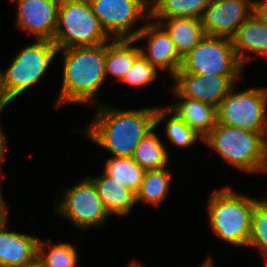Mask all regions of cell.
<instances>
[{"label": "cell", "instance_id": "obj_38", "mask_svg": "<svg viewBox=\"0 0 267 267\" xmlns=\"http://www.w3.org/2000/svg\"><path fill=\"white\" fill-rule=\"evenodd\" d=\"M2 187H3V184H2L1 181H0V192L3 191V190H2Z\"/></svg>", "mask_w": 267, "mask_h": 267}, {"label": "cell", "instance_id": "obj_28", "mask_svg": "<svg viewBox=\"0 0 267 267\" xmlns=\"http://www.w3.org/2000/svg\"><path fill=\"white\" fill-rule=\"evenodd\" d=\"M160 73V71L140 54L119 84H125L128 88L144 89L155 83L157 79H161L159 77Z\"/></svg>", "mask_w": 267, "mask_h": 267}, {"label": "cell", "instance_id": "obj_20", "mask_svg": "<svg viewBox=\"0 0 267 267\" xmlns=\"http://www.w3.org/2000/svg\"><path fill=\"white\" fill-rule=\"evenodd\" d=\"M140 48L135 39H111L105 43V76L120 82L129 71Z\"/></svg>", "mask_w": 267, "mask_h": 267}, {"label": "cell", "instance_id": "obj_17", "mask_svg": "<svg viewBox=\"0 0 267 267\" xmlns=\"http://www.w3.org/2000/svg\"><path fill=\"white\" fill-rule=\"evenodd\" d=\"M97 177L86 175L95 185L97 193L107 213L119 218L130 216L134 206L136 207V193L125 184L108 176L104 171Z\"/></svg>", "mask_w": 267, "mask_h": 267}, {"label": "cell", "instance_id": "obj_35", "mask_svg": "<svg viewBox=\"0 0 267 267\" xmlns=\"http://www.w3.org/2000/svg\"><path fill=\"white\" fill-rule=\"evenodd\" d=\"M126 267H147V266L141 263L140 261L138 260L136 261V259H134L131 262H129V264Z\"/></svg>", "mask_w": 267, "mask_h": 267}, {"label": "cell", "instance_id": "obj_31", "mask_svg": "<svg viewBox=\"0 0 267 267\" xmlns=\"http://www.w3.org/2000/svg\"><path fill=\"white\" fill-rule=\"evenodd\" d=\"M12 103L6 98L2 90V83H1V74H0V115L3 113L4 109L10 106Z\"/></svg>", "mask_w": 267, "mask_h": 267}, {"label": "cell", "instance_id": "obj_19", "mask_svg": "<svg viewBox=\"0 0 267 267\" xmlns=\"http://www.w3.org/2000/svg\"><path fill=\"white\" fill-rule=\"evenodd\" d=\"M162 125L164 126L162 134L165 136V144L173 145L177 149H187L188 151L195 144H203L204 138L186 125L167 105H156L155 127L158 128Z\"/></svg>", "mask_w": 267, "mask_h": 267}, {"label": "cell", "instance_id": "obj_27", "mask_svg": "<svg viewBox=\"0 0 267 267\" xmlns=\"http://www.w3.org/2000/svg\"><path fill=\"white\" fill-rule=\"evenodd\" d=\"M249 247L257 249L262 261L267 260V197H261L254 207Z\"/></svg>", "mask_w": 267, "mask_h": 267}, {"label": "cell", "instance_id": "obj_10", "mask_svg": "<svg viewBox=\"0 0 267 267\" xmlns=\"http://www.w3.org/2000/svg\"><path fill=\"white\" fill-rule=\"evenodd\" d=\"M89 2L93 13L111 39H134L150 19V0Z\"/></svg>", "mask_w": 267, "mask_h": 267}, {"label": "cell", "instance_id": "obj_3", "mask_svg": "<svg viewBox=\"0 0 267 267\" xmlns=\"http://www.w3.org/2000/svg\"><path fill=\"white\" fill-rule=\"evenodd\" d=\"M207 199L208 226L216 239L235 248H248L252 216L261 199L236 191L229 185L213 189Z\"/></svg>", "mask_w": 267, "mask_h": 267}, {"label": "cell", "instance_id": "obj_9", "mask_svg": "<svg viewBox=\"0 0 267 267\" xmlns=\"http://www.w3.org/2000/svg\"><path fill=\"white\" fill-rule=\"evenodd\" d=\"M245 70L232 47L231 38L205 35L183 57L181 68L177 72L202 76H243Z\"/></svg>", "mask_w": 267, "mask_h": 267}, {"label": "cell", "instance_id": "obj_15", "mask_svg": "<svg viewBox=\"0 0 267 267\" xmlns=\"http://www.w3.org/2000/svg\"><path fill=\"white\" fill-rule=\"evenodd\" d=\"M232 47L244 68L256 58L267 62V21L256 10L231 37ZM258 56V57H257ZM267 64V63H266Z\"/></svg>", "mask_w": 267, "mask_h": 267}, {"label": "cell", "instance_id": "obj_32", "mask_svg": "<svg viewBox=\"0 0 267 267\" xmlns=\"http://www.w3.org/2000/svg\"><path fill=\"white\" fill-rule=\"evenodd\" d=\"M215 263L216 262H215L214 258L212 257V254H209L208 256H206L204 261L199 264V266L198 265H196V266L197 267H215L217 265Z\"/></svg>", "mask_w": 267, "mask_h": 267}, {"label": "cell", "instance_id": "obj_29", "mask_svg": "<svg viewBox=\"0 0 267 267\" xmlns=\"http://www.w3.org/2000/svg\"><path fill=\"white\" fill-rule=\"evenodd\" d=\"M5 129H3L1 122H0V181L3 183V180L5 178L4 174V163L6 160V154H7V150L8 148V138H7V134L4 131ZM3 168V169H2ZM3 172V173H2Z\"/></svg>", "mask_w": 267, "mask_h": 267}, {"label": "cell", "instance_id": "obj_13", "mask_svg": "<svg viewBox=\"0 0 267 267\" xmlns=\"http://www.w3.org/2000/svg\"><path fill=\"white\" fill-rule=\"evenodd\" d=\"M15 3L16 29L34 40H51L58 22L61 0H9Z\"/></svg>", "mask_w": 267, "mask_h": 267}, {"label": "cell", "instance_id": "obj_8", "mask_svg": "<svg viewBox=\"0 0 267 267\" xmlns=\"http://www.w3.org/2000/svg\"><path fill=\"white\" fill-rule=\"evenodd\" d=\"M237 83L216 108L217 124L267 133V86L238 90Z\"/></svg>", "mask_w": 267, "mask_h": 267}, {"label": "cell", "instance_id": "obj_24", "mask_svg": "<svg viewBox=\"0 0 267 267\" xmlns=\"http://www.w3.org/2000/svg\"><path fill=\"white\" fill-rule=\"evenodd\" d=\"M55 242L50 237L39 238L37 257L45 267H79L77 245L67 240Z\"/></svg>", "mask_w": 267, "mask_h": 267}, {"label": "cell", "instance_id": "obj_7", "mask_svg": "<svg viewBox=\"0 0 267 267\" xmlns=\"http://www.w3.org/2000/svg\"><path fill=\"white\" fill-rule=\"evenodd\" d=\"M56 193L57 202L53 205V213L74 224L83 232L93 228L100 230L111 219L105 210L93 182L84 176L72 186L60 187Z\"/></svg>", "mask_w": 267, "mask_h": 267}, {"label": "cell", "instance_id": "obj_16", "mask_svg": "<svg viewBox=\"0 0 267 267\" xmlns=\"http://www.w3.org/2000/svg\"><path fill=\"white\" fill-rule=\"evenodd\" d=\"M9 226L0 228V267H24L37 258L39 237Z\"/></svg>", "mask_w": 267, "mask_h": 267}, {"label": "cell", "instance_id": "obj_30", "mask_svg": "<svg viewBox=\"0 0 267 267\" xmlns=\"http://www.w3.org/2000/svg\"><path fill=\"white\" fill-rule=\"evenodd\" d=\"M9 204L4 198L3 191L0 192V228L9 221Z\"/></svg>", "mask_w": 267, "mask_h": 267}, {"label": "cell", "instance_id": "obj_21", "mask_svg": "<svg viewBox=\"0 0 267 267\" xmlns=\"http://www.w3.org/2000/svg\"><path fill=\"white\" fill-rule=\"evenodd\" d=\"M169 34L183 58L205 36L202 20L198 18L153 19Z\"/></svg>", "mask_w": 267, "mask_h": 267}, {"label": "cell", "instance_id": "obj_23", "mask_svg": "<svg viewBox=\"0 0 267 267\" xmlns=\"http://www.w3.org/2000/svg\"><path fill=\"white\" fill-rule=\"evenodd\" d=\"M157 130L160 129L155 127L143 137L131 156L145 171L162 169L171 163L170 157L172 156H170L168 146L164 138L162 141L160 134H157Z\"/></svg>", "mask_w": 267, "mask_h": 267}, {"label": "cell", "instance_id": "obj_4", "mask_svg": "<svg viewBox=\"0 0 267 267\" xmlns=\"http://www.w3.org/2000/svg\"><path fill=\"white\" fill-rule=\"evenodd\" d=\"M203 144L228 167L249 176L267 173V133L216 124L204 138Z\"/></svg>", "mask_w": 267, "mask_h": 267}, {"label": "cell", "instance_id": "obj_6", "mask_svg": "<svg viewBox=\"0 0 267 267\" xmlns=\"http://www.w3.org/2000/svg\"><path fill=\"white\" fill-rule=\"evenodd\" d=\"M110 40L93 13L89 0H61L53 38L58 50L97 46Z\"/></svg>", "mask_w": 267, "mask_h": 267}, {"label": "cell", "instance_id": "obj_1", "mask_svg": "<svg viewBox=\"0 0 267 267\" xmlns=\"http://www.w3.org/2000/svg\"><path fill=\"white\" fill-rule=\"evenodd\" d=\"M93 110V117L79 132L112 157H131L141 139L155 128L156 105L122 109L102 102Z\"/></svg>", "mask_w": 267, "mask_h": 267}, {"label": "cell", "instance_id": "obj_2", "mask_svg": "<svg viewBox=\"0 0 267 267\" xmlns=\"http://www.w3.org/2000/svg\"><path fill=\"white\" fill-rule=\"evenodd\" d=\"M62 58L61 86L55 100L58 110L66 105L93 108L101 105L100 89L108 81L105 76V43L97 46L60 49Z\"/></svg>", "mask_w": 267, "mask_h": 267}, {"label": "cell", "instance_id": "obj_37", "mask_svg": "<svg viewBox=\"0 0 267 267\" xmlns=\"http://www.w3.org/2000/svg\"><path fill=\"white\" fill-rule=\"evenodd\" d=\"M263 264H264V265H263L264 267H267V260H264V261H263Z\"/></svg>", "mask_w": 267, "mask_h": 267}, {"label": "cell", "instance_id": "obj_14", "mask_svg": "<svg viewBox=\"0 0 267 267\" xmlns=\"http://www.w3.org/2000/svg\"><path fill=\"white\" fill-rule=\"evenodd\" d=\"M256 10V0H211L201 18L204 33L231 38Z\"/></svg>", "mask_w": 267, "mask_h": 267}, {"label": "cell", "instance_id": "obj_18", "mask_svg": "<svg viewBox=\"0 0 267 267\" xmlns=\"http://www.w3.org/2000/svg\"><path fill=\"white\" fill-rule=\"evenodd\" d=\"M171 93L175 101L166 105L186 125L205 138L216 127V108L202 101L188 97H177L173 92Z\"/></svg>", "mask_w": 267, "mask_h": 267}, {"label": "cell", "instance_id": "obj_33", "mask_svg": "<svg viewBox=\"0 0 267 267\" xmlns=\"http://www.w3.org/2000/svg\"><path fill=\"white\" fill-rule=\"evenodd\" d=\"M257 11L266 19L267 21V3L257 5Z\"/></svg>", "mask_w": 267, "mask_h": 267}, {"label": "cell", "instance_id": "obj_11", "mask_svg": "<svg viewBox=\"0 0 267 267\" xmlns=\"http://www.w3.org/2000/svg\"><path fill=\"white\" fill-rule=\"evenodd\" d=\"M243 76H202L188 72H176L170 79L172 91L177 97H188L217 108L229 91ZM173 85V86H172Z\"/></svg>", "mask_w": 267, "mask_h": 267}, {"label": "cell", "instance_id": "obj_36", "mask_svg": "<svg viewBox=\"0 0 267 267\" xmlns=\"http://www.w3.org/2000/svg\"><path fill=\"white\" fill-rule=\"evenodd\" d=\"M267 3V0H256V5Z\"/></svg>", "mask_w": 267, "mask_h": 267}, {"label": "cell", "instance_id": "obj_5", "mask_svg": "<svg viewBox=\"0 0 267 267\" xmlns=\"http://www.w3.org/2000/svg\"><path fill=\"white\" fill-rule=\"evenodd\" d=\"M58 48L51 40H36L24 45L11 58L9 67L0 69L2 90L12 103L26 91L45 79L49 68L53 67ZM12 62V63H11ZM19 97V98H18Z\"/></svg>", "mask_w": 267, "mask_h": 267}, {"label": "cell", "instance_id": "obj_12", "mask_svg": "<svg viewBox=\"0 0 267 267\" xmlns=\"http://www.w3.org/2000/svg\"><path fill=\"white\" fill-rule=\"evenodd\" d=\"M134 39L138 44L142 43L139 44L140 54L158 71L166 73L170 81L181 68L183 58L167 31L150 18Z\"/></svg>", "mask_w": 267, "mask_h": 267}, {"label": "cell", "instance_id": "obj_34", "mask_svg": "<svg viewBox=\"0 0 267 267\" xmlns=\"http://www.w3.org/2000/svg\"><path fill=\"white\" fill-rule=\"evenodd\" d=\"M24 267H45V265L37 257L34 261L29 264H26Z\"/></svg>", "mask_w": 267, "mask_h": 267}, {"label": "cell", "instance_id": "obj_25", "mask_svg": "<svg viewBox=\"0 0 267 267\" xmlns=\"http://www.w3.org/2000/svg\"><path fill=\"white\" fill-rule=\"evenodd\" d=\"M211 0H150L151 19H201Z\"/></svg>", "mask_w": 267, "mask_h": 267}, {"label": "cell", "instance_id": "obj_22", "mask_svg": "<svg viewBox=\"0 0 267 267\" xmlns=\"http://www.w3.org/2000/svg\"><path fill=\"white\" fill-rule=\"evenodd\" d=\"M167 166L158 170L145 171L140 188L136 192V203L144 206L162 207L173 185V174ZM162 204V205H161Z\"/></svg>", "mask_w": 267, "mask_h": 267}, {"label": "cell", "instance_id": "obj_26", "mask_svg": "<svg viewBox=\"0 0 267 267\" xmlns=\"http://www.w3.org/2000/svg\"><path fill=\"white\" fill-rule=\"evenodd\" d=\"M103 171L115 180L125 184L135 193L141 186L145 170L131 157H108Z\"/></svg>", "mask_w": 267, "mask_h": 267}]
</instances>
